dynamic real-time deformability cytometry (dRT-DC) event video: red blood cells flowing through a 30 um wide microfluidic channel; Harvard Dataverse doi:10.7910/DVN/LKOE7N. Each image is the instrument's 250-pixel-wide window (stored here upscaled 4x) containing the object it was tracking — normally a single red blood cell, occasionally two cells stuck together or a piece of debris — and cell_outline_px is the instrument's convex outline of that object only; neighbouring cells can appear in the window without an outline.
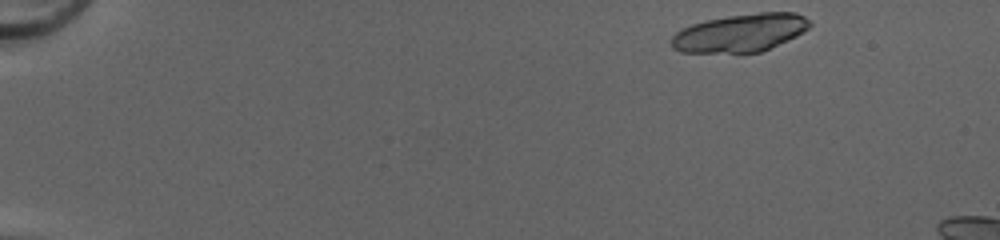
{"species": "common noctule bat (a hibernating species)", "species_latin": "Nyctalus noctula", "temperature_condition": "cold", "stored_images_in_passage": 10, "camera_frame_rate_fps": 3000, "um_per_image_px": 0.085, "animal": {"sex": "female", "body_mass_g": 20.0, "forearm_length_mm": 54.0}, "frame": {"image": 1, "passage_image": 1, "time_ms": 0.0, "image_size_px": [1000, 240], "cell_outline_px": [[812, 24], [804, 32], [796, 36], [760, 52], [680, 52], [672, 48], [672, 36], [676, 32], [692, 24], [704, 20], [728, 16], [760, 12], [796, 12], [812, 20]], "centroid_in_image_um": [62.95, 2.77], "position_along_channel_um": 22.0, "area_um2": 30.52}}